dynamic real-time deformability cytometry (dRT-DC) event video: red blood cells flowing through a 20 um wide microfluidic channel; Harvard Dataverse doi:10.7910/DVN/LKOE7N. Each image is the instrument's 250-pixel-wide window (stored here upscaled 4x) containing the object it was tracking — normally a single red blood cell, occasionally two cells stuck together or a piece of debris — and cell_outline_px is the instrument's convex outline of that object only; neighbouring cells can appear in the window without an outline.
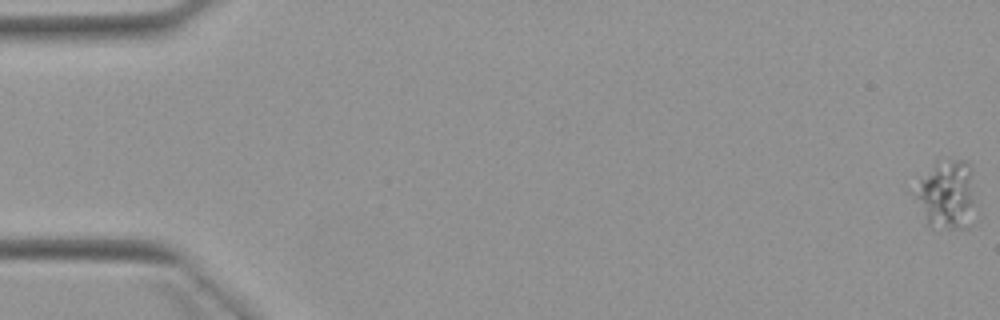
{"species": "Egyptian fruit bat (a non-hibernating species)", "species_latin": "Rousettus aegyptiacus", "temperature_condition": "warm", "stored_images_in_passage": 5, "camera_frame_rate_fps": 3000, "um_per_image_px": 0.085, "animal": {"sex": "female"}, "frame": {"image": 1, "passage_image": 1, "time_ms": 0.0, "image_size_px": [1000, 320], "cell_outline_px": [[972, 200], [968, 228], [948, 228], [928, 220], [908, 188], [940, 156], [968, 160], [972, 168]], "centroid_in_image_um": [80.38, 16.35], "position_along_channel_um": 4.6, "area_um2": 24.51}}
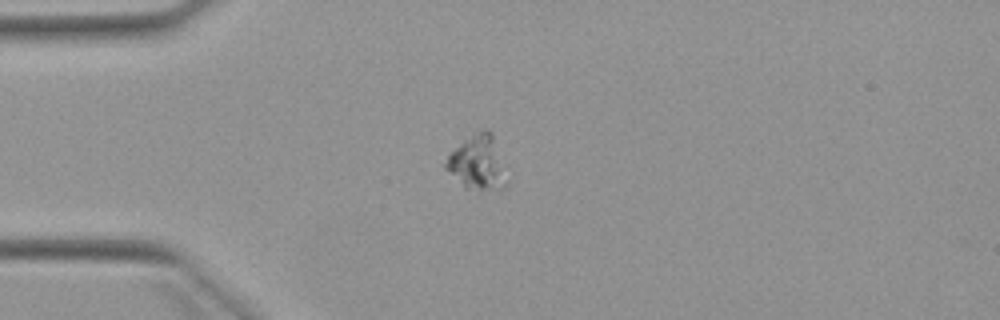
{"frame": {"image": 2, "passage_image": 5, "time_ms": 4.667, "image_size_px": [1000, 320], "cell_outline_px": [[508, 188], [476, 196], [464, 188], [444, 168], [444, 164], [448, 156], [464, 140], [476, 132], [484, 128], [488, 128], [492, 132]], "centroid_in_image_um": [40.58, 13.97], "position_along_channel_um": 44.4, "area_um2": 19.77}}